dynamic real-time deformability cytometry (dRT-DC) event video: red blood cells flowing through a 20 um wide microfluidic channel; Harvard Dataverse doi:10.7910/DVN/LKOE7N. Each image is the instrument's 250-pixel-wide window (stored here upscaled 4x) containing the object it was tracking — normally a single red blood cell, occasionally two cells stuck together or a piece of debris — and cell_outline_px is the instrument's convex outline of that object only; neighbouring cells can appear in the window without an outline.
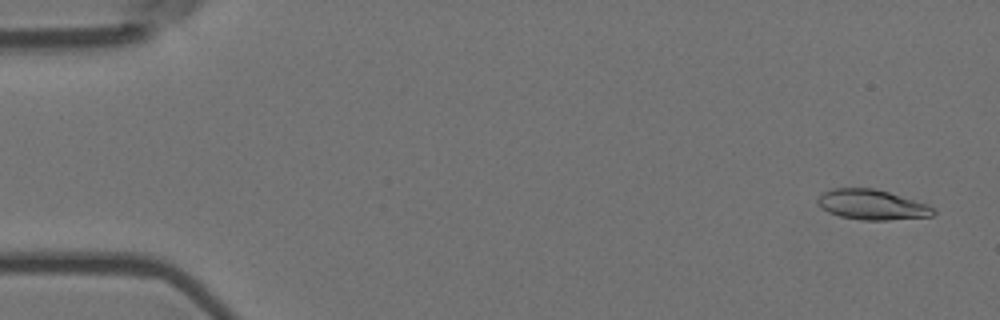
{"species": "Egyptian fruit bat (a non-hibernating species)", "species_latin": "Rousettus aegyptiacus", "temperature_condition": "room temperature", "stored_images_in_passage": 4, "camera_frame_rate_fps": 3000, "um_per_image_px": 0.085, "animal": {"sex": "female"}, "frame": {"image": 1, "passage_image": 1, "time_ms": 0.0, "image_size_px": [1000, 320], "cell_outline_px": [[936, 212], [932, 216], [888, 220], [860, 220], [840, 216], [828, 212], [816, 200], [820, 192], [832, 188], [872, 188], [888, 192], [928, 204]], "centroid_in_image_um": [74.09, 17.39], "position_along_channel_um": 10.9, "area_um2": 20.23}}